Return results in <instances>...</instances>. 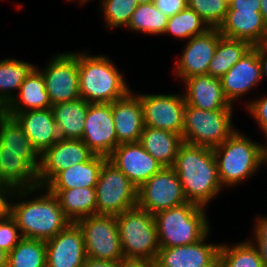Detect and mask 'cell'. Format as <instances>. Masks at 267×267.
Wrapping results in <instances>:
<instances>
[{
	"label": "cell",
	"instance_id": "6da1fadb",
	"mask_svg": "<svg viewBox=\"0 0 267 267\" xmlns=\"http://www.w3.org/2000/svg\"><path fill=\"white\" fill-rule=\"evenodd\" d=\"M44 189L41 186L16 189L11 199L14 200L11 203V216L16 220L23 238L47 241L71 223L65 217L57 197ZM37 191L39 194L40 191L45 194L42 193L33 199L28 198L30 194L38 193Z\"/></svg>",
	"mask_w": 267,
	"mask_h": 267
},
{
	"label": "cell",
	"instance_id": "7a4b0ae2",
	"mask_svg": "<svg viewBox=\"0 0 267 267\" xmlns=\"http://www.w3.org/2000/svg\"><path fill=\"white\" fill-rule=\"evenodd\" d=\"M172 168L188 202L207 207L223 189L213 149L183 143Z\"/></svg>",
	"mask_w": 267,
	"mask_h": 267
},
{
	"label": "cell",
	"instance_id": "3957f363",
	"mask_svg": "<svg viewBox=\"0 0 267 267\" xmlns=\"http://www.w3.org/2000/svg\"><path fill=\"white\" fill-rule=\"evenodd\" d=\"M78 70L80 98L89 104L112 103L131 90L123 73L106 55L79 52Z\"/></svg>",
	"mask_w": 267,
	"mask_h": 267
},
{
	"label": "cell",
	"instance_id": "277c9868",
	"mask_svg": "<svg viewBox=\"0 0 267 267\" xmlns=\"http://www.w3.org/2000/svg\"><path fill=\"white\" fill-rule=\"evenodd\" d=\"M218 177L224 188L235 187L255 175L265 163V146L236 130L213 149Z\"/></svg>",
	"mask_w": 267,
	"mask_h": 267
},
{
	"label": "cell",
	"instance_id": "5b68a950",
	"mask_svg": "<svg viewBox=\"0 0 267 267\" xmlns=\"http://www.w3.org/2000/svg\"><path fill=\"white\" fill-rule=\"evenodd\" d=\"M205 209L187 202L155 214L160 248L191 245L201 240L210 229Z\"/></svg>",
	"mask_w": 267,
	"mask_h": 267
},
{
	"label": "cell",
	"instance_id": "8992f818",
	"mask_svg": "<svg viewBox=\"0 0 267 267\" xmlns=\"http://www.w3.org/2000/svg\"><path fill=\"white\" fill-rule=\"evenodd\" d=\"M116 221L124 259L156 260L160 246L153 214L136 206Z\"/></svg>",
	"mask_w": 267,
	"mask_h": 267
},
{
	"label": "cell",
	"instance_id": "52a82bcc",
	"mask_svg": "<svg viewBox=\"0 0 267 267\" xmlns=\"http://www.w3.org/2000/svg\"><path fill=\"white\" fill-rule=\"evenodd\" d=\"M233 105L228 110L207 111L186 104L182 137L185 143L214 149L237 129L232 125Z\"/></svg>",
	"mask_w": 267,
	"mask_h": 267
},
{
	"label": "cell",
	"instance_id": "ba28073f",
	"mask_svg": "<svg viewBox=\"0 0 267 267\" xmlns=\"http://www.w3.org/2000/svg\"><path fill=\"white\" fill-rule=\"evenodd\" d=\"M95 189L97 215L117 216L137 206L138 188L108 158Z\"/></svg>",
	"mask_w": 267,
	"mask_h": 267
},
{
	"label": "cell",
	"instance_id": "9c48e42d",
	"mask_svg": "<svg viewBox=\"0 0 267 267\" xmlns=\"http://www.w3.org/2000/svg\"><path fill=\"white\" fill-rule=\"evenodd\" d=\"M83 234L86 256L97 260H123L116 216L91 215L76 222Z\"/></svg>",
	"mask_w": 267,
	"mask_h": 267
},
{
	"label": "cell",
	"instance_id": "30bf717a",
	"mask_svg": "<svg viewBox=\"0 0 267 267\" xmlns=\"http://www.w3.org/2000/svg\"><path fill=\"white\" fill-rule=\"evenodd\" d=\"M187 202L180 179L172 167H163L138 189L137 206L153 215Z\"/></svg>",
	"mask_w": 267,
	"mask_h": 267
},
{
	"label": "cell",
	"instance_id": "8fae6325",
	"mask_svg": "<svg viewBox=\"0 0 267 267\" xmlns=\"http://www.w3.org/2000/svg\"><path fill=\"white\" fill-rule=\"evenodd\" d=\"M36 68L45 79V88L52 105L80 98L78 52L56 54L45 69Z\"/></svg>",
	"mask_w": 267,
	"mask_h": 267
},
{
	"label": "cell",
	"instance_id": "7c38bea8",
	"mask_svg": "<svg viewBox=\"0 0 267 267\" xmlns=\"http://www.w3.org/2000/svg\"><path fill=\"white\" fill-rule=\"evenodd\" d=\"M144 126L170 131L182 136L186 101L184 94H138Z\"/></svg>",
	"mask_w": 267,
	"mask_h": 267
},
{
	"label": "cell",
	"instance_id": "4fadbf2b",
	"mask_svg": "<svg viewBox=\"0 0 267 267\" xmlns=\"http://www.w3.org/2000/svg\"><path fill=\"white\" fill-rule=\"evenodd\" d=\"M95 154L79 139H59L40 154L37 171L39 186L44 187L58 172L87 162Z\"/></svg>",
	"mask_w": 267,
	"mask_h": 267
},
{
	"label": "cell",
	"instance_id": "5bb4252c",
	"mask_svg": "<svg viewBox=\"0 0 267 267\" xmlns=\"http://www.w3.org/2000/svg\"><path fill=\"white\" fill-rule=\"evenodd\" d=\"M95 155L109 157L118 146L111 103L90 104L81 139Z\"/></svg>",
	"mask_w": 267,
	"mask_h": 267
},
{
	"label": "cell",
	"instance_id": "9a60e30c",
	"mask_svg": "<svg viewBox=\"0 0 267 267\" xmlns=\"http://www.w3.org/2000/svg\"><path fill=\"white\" fill-rule=\"evenodd\" d=\"M222 35L218 28H210L200 35L190 38L175 65V73L180 80L208 74V66L214 56Z\"/></svg>",
	"mask_w": 267,
	"mask_h": 267
},
{
	"label": "cell",
	"instance_id": "2e32d148",
	"mask_svg": "<svg viewBox=\"0 0 267 267\" xmlns=\"http://www.w3.org/2000/svg\"><path fill=\"white\" fill-rule=\"evenodd\" d=\"M262 78L260 46H253L220 81L226 99L233 105L237 99L257 87Z\"/></svg>",
	"mask_w": 267,
	"mask_h": 267
},
{
	"label": "cell",
	"instance_id": "e0dca14e",
	"mask_svg": "<svg viewBox=\"0 0 267 267\" xmlns=\"http://www.w3.org/2000/svg\"><path fill=\"white\" fill-rule=\"evenodd\" d=\"M108 159L138 189L163 168L139 142L119 144Z\"/></svg>",
	"mask_w": 267,
	"mask_h": 267
},
{
	"label": "cell",
	"instance_id": "ac0fdd59",
	"mask_svg": "<svg viewBox=\"0 0 267 267\" xmlns=\"http://www.w3.org/2000/svg\"><path fill=\"white\" fill-rule=\"evenodd\" d=\"M45 243L46 267H82L87 258L83 234L76 223Z\"/></svg>",
	"mask_w": 267,
	"mask_h": 267
},
{
	"label": "cell",
	"instance_id": "d6986e66",
	"mask_svg": "<svg viewBox=\"0 0 267 267\" xmlns=\"http://www.w3.org/2000/svg\"><path fill=\"white\" fill-rule=\"evenodd\" d=\"M209 233L191 245L160 248L155 260L157 267L220 266V244L205 243Z\"/></svg>",
	"mask_w": 267,
	"mask_h": 267
},
{
	"label": "cell",
	"instance_id": "ffe728a7",
	"mask_svg": "<svg viewBox=\"0 0 267 267\" xmlns=\"http://www.w3.org/2000/svg\"><path fill=\"white\" fill-rule=\"evenodd\" d=\"M39 163L38 152L4 151L0 146V182L16 189L36 188L39 186Z\"/></svg>",
	"mask_w": 267,
	"mask_h": 267
},
{
	"label": "cell",
	"instance_id": "44dd1931",
	"mask_svg": "<svg viewBox=\"0 0 267 267\" xmlns=\"http://www.w3.org/2000/svg\"><path fill=\"white\" fill-rule=\"evenodd\" d=\"M111 107L118 145L138 142L144 129L139 95L130 90L124 97L112 102Z\"/></svg>",
	"mask_w": 267,
	"mask_h": 267
},
{
	"label": "cell",
	"instance_id": "7402d4cb",
	"mask_svg": "<svg viewBox=\"0 0 267 267\" xmlns=\"http://www.w3.org/2000/svg\"><path fill=\"white\" fill-rule=\"evenodd\" d=\"M5 114L19 123L39 154L60 139L51 108Z\"/></svg>",
	"mask_w": 267,
	"mask_h": 267
},
{
	"label": "cell",
	"instance_id": "603a6c76",
	"mask_svg": "<svg viewBox=\"0 0 267 267\" xmlns=\"http://www.w3.org/2000/svg\"><path fill=\"white\" fill-rule=\"evenodd\" d=\"M186 104L207 111L228 110L232 105L226 99L220 78L209 74L185 79Z\"/></svg>",
	"mask_w": 267,
	"mask_h": 267
},
{
	"label": "cell",
	"instance_id": "cb8c5ba5",
	"mask_svg": "<svg viewBox=\"0 0 267 267\" xmlns=\"http://www.w3.org/2000/svg\"><path fill=\"white\" fill-rule=\"evenodd\" d=\"M218 29L222 36L246 40L252 46L267 44V24L260 11L228 10Z\"/></svg>",
	"mask_w": 267,
	"mask_h": 267
},
{
	"label": "cell",
	"instance_id": "d4e9b609",
	"mask_svg": "<svg viewBox=\"0 0 267 267\" xmlns=\"http://www.w3.org/2000/svg\"><path fill=\"white\" fill-rule=\"evenodd\" d=\"M107 159L94 155L87 162L74 164L66 170L58 172L45 186L46 189H73L96 187L101 167Z\"/></svg>",
	"mask_w": 267,
	"mask_h": 267
},
{
	"label": "cell",
	"instance_id": "484cf974",
	"mask_svg": "<svg viewBox=\"0 0 267 267\" xmlns=\"http://www.w3.org/2000/svg\"><path fill=\"white\" fill-rule=\"evenodd\" d=\"M51 107L52 104L45 88V79L42 73L35 68L21 84L17 95L2 111L4 113H19Z\"/></svg>",
	"mask_w": 267,
	"mask_h": 267
},
{
	"label": "cell",
	"instance_id": "4316f807",
	"mask_svg": "<svg viewBox=\"0 0 267 267\" xmlns=\"http://www.w3.org/2000/svg\"><path fill=\"white\" fill-rule=\"evenodd\" d=\"M138 142L163 167H172L184 140L179 134L144 126Z\"/></svg>",
	"mask_w": 267,
	"mask_h": 267
},
{
	"label": "cell",
	"instance_id": "83f0119b",
	"mask_svg": "<svg viewBox=\"0 0 267 267\" xmlns=\"http://www.w3.org/2000/svg\"><path fill=\"white\" fill-rule=\"evenodd\" d=\"M89 105L81 98L52 105L60 139H82Z\"/></svg>",
	"mask_w": 267,
	"mask_h": 267
},
{
	"label": "cell",
	"instance_id": "f1b7e54d",
	"mask_svg": "<svg viewBox=\"0 0 267 267\" xmlns=\"http://www.w3.org/2000/svg\"><path fill=\"white\" fill-rule=\"evenodd\" d=\"M47 190L57 197L65 217L71 223L96 215L95 187Z\"/></svg>",
	"mask_w": 267,
	"mask_h": 267
},
{
	"label": "cell",
	"instance_id": "f546056e",
	"mask_svg": "<svg viewBox=\"0 0 267 267\" xmlns=\"http://www.w3.org/2000/svg\"><path fill=\"white\" fill-rule=\"evenodd\" d=\"M36 67L30 62L13 58L0 61V111L17 95L23 81Z\"/></svg>",
	"mask_w": 267,
	"mask_h": 267
},
{
	"label": "cell",
	"instance_id": "4dcf8cb0",
	"mask_svg": "<svg viewBox=\"0 0 267 267\" xmlns=\"http://www.w3.org/2000/svg\"><path fill=\"white\" fill-rule=\"evenodd\" d=\"M253 46L246 40L221 36L214 56L208 66V74L221 78Z\"/></svg>",
	"mask_w": 267,
	"mask_h": 267
},
{
	"label": "cell",
	"instance_id": "1f68e13d",
	"mask_svg": "<svg viewBox=\"0 0 267 267\" xmlns=\"http://www.w3.org/2000/svg\"><path fill=\"white\" fill-rule=\"evenodd\" d=\"M220 267H264L258 249L249 240L233 244H220Z\"/></svg>",
	"mask_w": 267,
	"mask_h": 267
},
{
	"label": "cell",
	"instance_id": "d6a6232c",
	"mask_svg": "<svg viewBox=\"0 0 267 267\" xmlns=\"http://www.w3.org/2000/svg\"><path fill=\"white\" fill-rule=\"evenodd\" d=\"M169 17L159 11L152 3L140 4L133 12L127 26L132 32L160 35L165 32Z\"/></svg>",
	"mask_w": 267,
	"mask_h": 267
},
{
	"label": "cell",
	"instance_id": "836d02e7",
	"mask_svg": "<svg viewBox=\"0 0 267 267\" xmlns=\"http://www.w3.org/2000/svg\"><path fill=\"white\" fill-rule=\"evenodd\" d=\"M7 267H46L45 241L22 238L8 253Z\"/></svg>",
	"mask_w": 267,
	"mask_h": 267
},
{
	"label": "cell",
	"instance_id": "e575fe53",
	"mask_svg": "<svg viewBox=\"0 0 267 267\" xmlns=\"http://www.w3.org/2000/svg\"><path fill=\"white\" fill-rule=\"evenodd\" d=\"M210 27L199 16V14L187 7L174 16L169 17L165 32L175 38L190 39L196 35L203 34Z\"/></svg>",
	"mask_w": 267,
	"mask_h": 267
},
{
	"label": "cell",
	"instance_id": "d590c367",
	"mask_svg": "<svg viewBox=\"0 0 267 267\" xmlns=\"http://www.w3.org/2000/svg\"><path fill=\"white\" fill-rule=\"evenodd\" d=\"M0 146L4 151L37 152L19 123L3 111H0Z\"/></svg>",
	"mask_w": 267,
	"mask_h": 267
},
{
	"label": "cell",
	"instance_id": "8d00e7d4",
	"mask_svg": "<svg viewBox=\"0 0 267 267\" xmlns=\"http://www.w3.org/2000/svg\"><path fill=\"white\" fill-rule=\"evenodd\" d=\"M101 12L108 29L127 27L138 3L136 0H100Z\"/></svg>",
	"mask_w": 267,
	"mask_h": 267
},
{
	"label": "cell",
	"instance_id": "74e56055",
	"mask_svg": "<svg viewBox=\"0 0 267 267\" xmlns=\"http://www.w3.org/2000/svg\"><path fill=\"white\" fill-rule=\"evenodd\" d=\"M188 7L196 11L210 28H219L225 20L229 4L224 0H187Z\"/></svg>",
	"mask_w": 267,
	"mask_h": 267
},
{
	"label": "cell",
	"instance_id": "f35d334b",
	"mask_svg": "<svg viewBox=\"0 0 267 267\" xmlns=\"http://www.w3.org/2000/svg\"><path fill=\"white\" fill-rule=\"evenodd\" d=\"M22 238L16 220L11 215L0 220V249L9 253Z\"/></svg>",
	"mask_w": 267,
	"mask_h": 267
},
{
	"label": "cell",
	"instance_id": "ab89813d",
	"mask_svg": "<svg viewBox=\"0 0 267 267\" xmlns=\"http://www.w3.org/2000/svg\"><path fill=\"white\" fill-rule=\"evenodd\" d=\"M246 108L254 120L257 121L261 131L267 136V96L247 102Z\"/></svg>",
	"mask_w": 267,
	"mask_h": 267
},
{
	"label": "cell",
	"instance_id": "60d3db41",
	"mask_svg": "<svg viewBox=\"0 0 267 267\" xmlns=\"http://www.w3.org/2000/svg\"><path fill=\"white\" fill-rule=\"evenodd\" d=\"M16 188L7 183L0 182V220L6 219L11 215V202L10 199Z\"/></svg>",
	"mask_w": 267,
	"mask_h": 267
},
{
	"label": "cell",
	"instance_id": "b9f144b4",
	"mask_svg": "<svg viewBox=\"0 0 267 267\" xmlns=\"http://www.w3.org/2000/svg\"><path fill=\"white\" fill-rule=\"evenodd\" d=\"M153 4L168 17L174 16L188 7L187 0H154Z\"/></svg>",
	"mask_w": 267,
	"mask_h": 267
},
{
	"label": "cell",
	"instance_id": "7bdbcfd3",
	"mask_svg": "<svg viewBox=\"0 0 267 267\" xmlns=\"http://www.w3.org/2000/svg\"><path fill=\"white\" fill-rule=\"evenodd\" d=\"M254 241L251 242H267V217L260 216L256 218L254 226Z\"/></svg>",
	"mask_w": 267,
	"mask_h": 267
},
{
	"label": "cell",
	"instance_id": "ee69618b",
	"mask_svg": "<svg viewBox=\"0 0 267 267\" xmlns=\"http://www.w3.org/2000/svg\"><path fill=\"white\" fill-rule=\"evenodd\" d=\"M228 10L260 11V0H232Z\"/></svg>",
	"mask_w": 267,
	"mask_h": 267
},
{
	"label": "cell",
	"instance_id": "f6af8a7d",
	"mask_svg": "<svg viewBox=\"0 0 267 267\" xmlns=\"http://www.w3.org/2000/svg\"><path fill=\"white\" fill-rule=\"evenodd\" d=\"M82 267H121V260H97L87 257Z\"/></svg>",
	"mask_w": 267,
	"mask_h": 267
},
{
	"label": "cell",
	"instance_id": "bcb514c9",
	"mask_svg": "<svg viewBox=\"0 0 267 267\" xmlns=\"http://www.w3.org/2000/svg\"><path fill=\"white\" fill-rule=\"evenodd\" d=\"M121 267H157L155 260L123 259Z\"/></svg>",
	"mask_w": 267,
	"mask_h": 267
},
{
	"label": "cell",
	"instance_id": "7dc6e473",
	"mask_svg": "<svg viewBox=\"0 0 267 267\" xmlns=\"http://www.w3.org/2000/svg\"><path fill=\"white\" fill-rule=\"evenodd\" d=\"M260 63L262 66V75L267 77V44L260 45Z\"/></svg>",
	"mask_w": 267,
	"mask_h": 267
},
{
	"label": "cell",
	"instance_id": "c3c4849f",
	"mask_svg": "<svg viewBox=\"0 0 267 267\" xmlns=\"http://www.w3.org/2000/svg\"><path fill=\"white\" fill-rule=\"evenodd\" d=\"M258 249L264 267H267V242H252Z\"/></svg>",
	"mask_w": 267,
	"mask_h": 267
},
{
	"label": "cell",
	"instance_id": "681fc988",
	"mask_svg": "<svg viewBox=\"0 0 267 267\" xmlns=\"http://www.w3.org/2000/svg\"><path fill=\"white\" fill-rule=\"evenodd\" d=\"M260 13L267 24V0H260Z\"/></svg>",
	"mask_w": 267,
	"mask_h": 267
},
{
	"label": "cell",
	"instance_id": "f907efd6",
	"mask_svg": "<svg viewBox=\"0 0 267 267\" xmlns=\"http://www.w3.org/2000/svg\"><path fill=\"white\" fill-rule=\"evenodd\" d=\"M8 266V253L3 249H0V267Z\"/></svg>",
	"mask_w": 267,
	"mask_h": 267
},
{
	"label": "cell",
	"instance_id": "816d5d0a",
	"mask_svg": "<svg viewBox=\"0 0 267 267\" xmlns=\"http://www.w3.org/2000/svg\"><path fill=\"white\" fill-rule=\"evenodd\" d=\"M138 5L152 3L154 0H136Z\"/></svg>",
	"mask_w": 267,
	"mask_h": 267
},
{
	"label": "cell",
	"instance_id": "f5cc1de1",
	"mask_svg": "<svg viewBox=\"0 0 267 267\" xmlns=\"http://www.w3.org/2000/svg\"><path fill=\"white\" fill-rule=\"evenodd\" d=\"M264 146H265V165H267V145L264 144Z\"/></svg>",
	"mask_w": 267,
	"mask_h": 267
},
{
	"label": "cell",
	"instance_id": "db71d44e",
	"mask_svg": "<svg viewBox=\"0 0 267 267\" xmlns=\"http://www.w3.org/2000/svg\"><path fill=\"white\" fill-rule=\"evenodd\" d=\"M70 1V0H69ZM73 1V0H72ZM75 1V0H74ZM81 5L87 3L90 0H77Z\"/></svg>",
	"mask_w": 267,
	"mask_h": 267
},
{
	"label": "cell",
	"instance_id": "11a10c76",
	"mask_svg": "<svg viewBox=\"0 0 267 267\" xmlns=\"http://www.w3.org/2000/svg\"><path fill=\"white\" fill-rule=\"evenodd\" d=\"M227 4H230L232 0H224Z\"/></svg>",
	"mask_w": 267,
	"mask_h": 267
},
{
	"label": "cell",
	"instance_id": "9f6ffc18",
	"mask_svg": "<svg viewBox=\"0 0 267 267\" xmlns=\"http://www.w3.org/2000/svg\"><path fill=\"white\" fill-rule=\"evenodd\" d=\"M199 267H220V266H199Z\"/></svg>",
	"mask_w": 267,
	"mask_h": 267
}]
</instances>
